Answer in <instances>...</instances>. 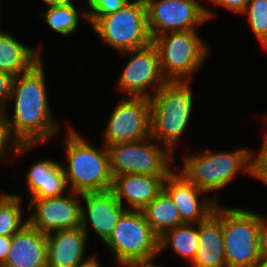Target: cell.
<instances>
[{
  "label": "cell",
  "mask_w": 267,
  "mask_h": 267,
  "mask_svg": "<svg viewBox=\"0 0 267 267\" xmlns=\"http://www.w3.org/2000/svg\"><path fill=\"white\" fill-rule=\"evenodd\" d=\"M66 137L67 166H62L67 186L78 193L111 190L113 176L108 148H95L72 126Z\"/></svg>",
  "instance_id": "obj_2"
},
{
  "label": "cell",
  "mask_w": 267,
  "mask_h": 267,
  "mask_svg": "<svg viewBox=\"0 0 267 267\" xmlns=\"http://www.w3.org/2000/svg\"><path fill=\"white\" fill-rule=\"evenodd\" d=\"M190 82L167 81L150 98L151 137L174 151L193 110Z\"/></svg>",
  "instance_id": "obj_3"
},
{
  "label": "cell",
  "mask_w": 267,
  "mask_h": 267,
  "mask_svg": "<svg viewBox=\"0 0 267 267\" xmlns=\"http://www.w3.org/2000/svg\"><path fill=\"white\" fill-rule=\"evenodd\" d=\"M91 27L109 46L124 52L152 43L144 0H132L115 13L99 17Z\"/></svg>",
  "instance_id": "obj_6"
},
{
  "label": "cell",
  "mask_w": 267,
  "mask_h": 267,
  "mask_svg": "<svg viewBox=\"0 0 267 267\" xmlns=\"http://www.w3.org/2000/svg\"><path fill=\"white\" fill-rule=\"evenodd\" d=\"M82 204L81 227L88 235V225H92L96 233L105 242L116 227L119 218L128 210L116 198L111 190L103 192L81 193Z\"/></svg>",
  "instance_id": "obj_14"
},
{
  "label": "cell",
  "mask_w": 267,
  "mask_h": 267,
  "mask_svg": "<svg viewBox=\"0 0 267 267\" xmlns=\"http://www.w3.org/2000/svg\"><path fill=\"white\" fill-rule=\"evenodd\" d=\"M196 225V227H195ZM192 263L199 247L198 224H182L166 231L159 237V253L167 247Z\"/></svg>",
  "instance_id": "obj_23"
},
{
  "label": "cell",
  "mask_w": 267,
  "mask_h": 267,
  "mask_svg": "<svg viewBox=\"0 0 267 267\" xmlns=\"http://www.w3.org/2000/svg\"><path fill=\"white\" fill-rule=\"evenodd\" d=\"M152 260L154 259L132 261V262L123 264L121 267H158L157 265L152 263ZM159 267H163V266H159Z\"/></svg>",
  "instance_id": "obj_34"
},
{
  "label": "cell",
  "mask_w": 267,
  "mask_h": 267,
  "mask_svg": "<svg viewBox=\"0 0 267 267\" xmlns=\"http://www.w3.org/2000/svg\"><path fill=\"white\" fill-rule=\"evenodd\" d=\"M1 267H47L46 234L29 223L11 238V248Z\"/></svg>",
  "instance_id": "obj_18"
},
{
  "label": "cell",
  "mask_w": 267,
  "mask_h": 267,
  "mask_svg": "<svg viewBox=\"0 0 267 267\" xmlns=\"http://www.w3.org/2000/svg\"><path fill=\"white\" fill-rule=\"evenodd\" d=\"M256 267H267V256L260 257L256 264Z\"/></svg>",
  "instance_id": "obj_37"
},
{
  "label": "cell",
  "mask_w": 267,
  "mask_h": 267,
  "mask_svg": "<svg viewBox=\"0 0 267 267\" xmlns=\"http://www.w3.org/2000/svg\"><path fill=\"white\" fill-rule=\"evenodd\" d=\"M128 2L129 0H87L89 10L83 11L82 16L92 25L99 17L115 13Z\"/></svg>",
  "instance_id": "obj_27"
},
{
  "label": "cell",
  "mask_w": 267,
  "mask_h": 267,
  "mask_svg": "<svg viewBox=\"0 0 267 267\" xmlns=\"http://www.w3.org/2000/svg\"><path fill=\"white\" fill-rule=\"evenodd\" d=\"M14 76L0 71V109L4 110L10 103ZM8 103V104H7Z\"/></svg>",
  "instance_id": "obj_30"
},
{
  "label": "cell",
  "mask_w": 267,
  "mask_h": 267,
  "mask_svg": "<svg viewBox=\"0 0 267 267\" xmlns=\"http://www.w3.org/2000/svg\"><path fill=\"white\" fill-rule=\"evenodd\" d=\"M108 120L103 133V145L106 147L150 137V98H122Z\"/></svg>",
  "instance_id": "obj_11"
},
{
  "label": "cell",
  "mask_w": 267,
  "mask_h": 267,
  "mask_svg": "<svg viewBox=\"0 0 267 267\" xmlns=\"http://www.w3.org/2000/svg\"><path fill=\"white\" fill-rule=\"evenodd\" d=\"M22 197L0 194V236H12L28 223L23 220Z\"/></svg>",
  "instance_id": "obj_24"
},
{
  "label": "cell",
  "mask_w": 267,
  "mask_h": 267,
  "mask_svg": "<svg viewBox=\"0 0 267 267\" xmlns=\"http://www.w3.org/2000/svg\"><path fill=\"white\" fill-rule=\"evenodd\" d=\"M40 16L51 29L64 36L76 31L80 19L79 12L73 4L47 7Z\"/></svg>",
  "instance_id": "obj_25"
},
{
  "label": "cell",
  "mask_w": 267,
  "mask_h": 267,
  "mask_svg": "<svg viewBox=\"0 0 267 267\" xmlns=\"http://www.w3.org/2000/svg\"><path fill=\"white\" fill-rule=\"evenodd\" d=\"M199 247L192 267H228L223 240L222 206L198 223Z\"/></svg>",
  "instance_id": "obj_19"
},
{
  "label": "cell",
  "mask_w": 267,
  "mask_h": 267,
  "mask_svg": "<svg viewBox=\"0 0 267 267\" xmlns=\"http://www.w3.org/2000/svg\"><path fill=\"white\" fill-rule=\"evenodd\" d=\"M250 164L251 151L246 148L222 153L202 150L196 156L186 154L182 168L175 173L208 193L226 187L240 169L250 175Z\"/></svg>",
  "instance_id": "obj_4"
},
{
  "label": "cell",
  "mask_w": 267,
  "mask_h": 267,
  "mask_svg": "<svg viewBox=\"0 0 267 267\" xmlns=\"http://www.w3.org/2000/svg\"><path fill=\"white\" fill-rule=\"evenodd\" d=\"M47 7L73 4L72 0H43Z\"/></svg>",
  "instance_id": "obj_35"
},
{
  "label": "cell",
  "mask_w": 267,
  "mask_h": 267,
  "mask_svg": "<svg viewBox=\"0 0 267 267\" xmlns=\"http://www.w3.org/2000/svg\"><path fill=\"white\" fill-rule=\"evenodd\" d=\"M47 267H77L85 258L87 234L82 227L57 230L46 234Z\"/></svg>",
  "instance_id": "obj_16"
},
{
  "label": "cell",
  "mask_w": 267,
  "mask_h": 267,
  "mask_svg": "<svg viewBox=\"0 0 267 267\" xmlns=\"http://www.w3.org/2000/svg\"><path fill=\"white\" fill-rule=\"evenodd\" d=\"M26 179L31 199L61 196L68 187L62 165L51 159L34 163Z\"/></svg>",
  "instance_id": "obj_20"
},
{
  "label": "cell",
  "mask_w": 267,
  "mask_h": 267,
  "mask_svg": "<svg viewBox=\"0 0 267 267\" xmlns=\"http://www.w3.org/2000/svg\"><path fill=\"white\" fill-rule=\"evenodd\" d=\"M260 215L222 206L223 240L228 267H256L259 251Z\"/></svg>",
  "instance_id": "obj_8"
},
{
  "label": "cell",
  "mask_w": 267,
  "mask_h": 267,
  "mask_svg": "<svg viewBox=\"0 0 267 267\" xmlns=\"http://www.w3.org/2000/svg\"><path fill=\"white\" fill-rule=\"evenodd\" d=\"M43 61L30 71L14 77L10 100L13 117L3 110L6 132L14 145H38L47 141L59 129L48 103Z\"/></svg>",
  "instance_id": "obj_1"
},
{
  "label": "cell",
  "mask_w": 267,
  "mask_h": 267,
  "mask_svg": "<svg viewBox=\"0 0 267 267\" xmlns=\"http://www.w3.org/2000/svg\"><path fill=\"white\" fill-rule=\"evenodd\" d=\"M241 14H247L253 33L267 48V0H250Z\"/></svg>",
  "instance_id": "obj_26"
},
{
  "label": "cell",
  "mask_w": 267,
  "mask_h": 267,
  "mask_svg": "<svg viewBox=\"0 0 267 267\" xmlns=\"http://www.w3.org/2000/svg\"><path fill=\"white\" fill-rule=\"evenodd\" d=\"M141 211L146 222L158 237L166 231L184 224L171 196L164 189Z\"/></svg>",
  "instance_id": "obj_22"
},
{
  "label": "cell",
  "mask_w": 267,
  "mask_h": 267,
  "mask_svg": "<svg viewBox=\"0 0 267 267\" xmlns=\"http://www.w3.org/2000/svg\"><path fill=\"white\" fill-rule=\"evenodd\" d=\"M152 44L167 81L191 82L193 72L202 66L210 51L197 31L168 32L154 37Z\"/></svg>",
  "instance_id": "obj_5"
},
{
  "label": "cell",
  "mask_w": 267,
  "mask_h": 267,
  "mask_svg": "<svg viewBox=\"0 0 267 267\" xmlns=\"http://www.w3.org/2000/svg\"><path fill=\"white\" fill-rule=\"evenodd\" d=\"M12 236H0V267L5 263L11 248Z\"/></svg>",
  "instance_id": "obj_33"
},
{
  "label": "cell",
  "mask_w": 267,
  "mask_h": 267,
  "mask_svg": "<svg viewBox=\"0 0 267 267\" xmlns=\"http://www.w3.org/2000/svg\"><path fill=\"white\" fill-rule=\"evenodd\" d=\"M117 265L155 259L159 255V237L146 222L142 211L126 210L110 237L104 242Z\"/></svg>",
  "instance_id": "obj_7"
},
{
  "label": "cell",
  "mask_w": 267,
  "mask_h": 267,
  "mask_svg": "<svg viewBox=\"0 0 267 267\" xmlns=\"http://www.w3.org/2000/svg\"><path fill=\"white\" fill-rule=\"evenodd\" d=\"M163 189L171 196L179 211L181 221L185 224H198L205 221L218 204L216 198L203 199L199 196L206 192L193 182L184 181L175 170L165 179Z\"/></svg>",
  "instance_id": "obj_15"
},
{
  "label": "cell",
  "mask_w": 267,
  "mask_h": 267,
  "mask_svg": "<svg viewBox=\"0 0 267 267\" xmlns=\"http://www.w3.org/2000/svg\"><path fill=\"white\" fill-rule=\"evenodd\" d=\"M97 259H98L97 255L94 256L93 254V256L88 261H86L81 265H78L77 267H101V264Z\"/></svg>",
  "instance_id": "obj_36"
},
{
  "label": "cell",
  "mask_w": 267,
  "mask_h": 267,
  "mask_svg": "<svg viewBox=\"0 0 267 267\" xmlns=\"http://www.w3.org/2000/svg\"><path fill=\"white\" fill-rule=\"evenodd\" d=\"M9 140L7 132H6V126H5V119H4V113L3 110L0 109V161L7 160L6 158L9 157L11 153V149H14V154L16 155H23L25 152L31 150L34 146L37 145H14ZM10 151V154H9ZM8 157H7V156Z\"/></svg>",
  "instance_id": "obj_28"
},
{
  "label": "cell",
  "mask_w": 267,
  "mask_h": 267,
  "mask_svg": "<svg viewBox=\"0 0 267 267\" xmlns=\"http://www.w3.org/2000/svg\"><path fill=\"white\" fill-rule=\"evenodd\" d=\"M215 5L225 7L234 13H242L250 0H209Z\"/></svg>",
  "instance_id": "obj_31"
},
{
  "label": "cell",
  "mask_w": 267,
  "mask_h": 267,
  "mask_svg": "<svg viewBox=\"0 0 267 267\" xmlns=\"http://www.w3.org/2000/svg\"><path fill=\"white\" fill-rule=\"evenodd\" d=\"M168 176L125 174L113 177L111 191L123 205V199L130 206L128 210L141 211L163 190Z\"/></svg>",
  "instance_id": "obj_17"
},
{
  "label": "cell",
  "mask_w": 267,
  "mask_h": 267,
  "mask_svg": "<svg viewBox=\"0 0 267 267\" xmlns=\"http://www.w3.org/2000/svg\"><path fill=\"white\" fill-rule=\"evenodd\" d=\"M121 53L128 54L130 61L126 63L118 78L119 91L128 93L133 98H151L149 89H154L155 94L167 82L161 72L157 48L152 43Z\"/></svg>",
  "instance_id": "obj_12"
},
{
  "label": "cell",
  "mask_w": 267,
  "mask_h": 267,
  "mask_svg": "<svg viewBox=\"0 0 267 267\" xmlns=\"http://www.w3.org/2000/svg\"><path fill=\"white\" fill-rule=\"evenodd\" d=\"M40 50H33L0 30V71L14 77L30 71L42 60Z\"/></svg>",
  "instance_id": "obj_21"
},
{
  "label": "cell",
  "mask_w": 267,
  "mask_h": 267,
  "mask_svg": "<svg viewBox=\"0 0 267 267\" xmlns=\"http://www.w3.org/2000/svg\"><path fill=\"white\" fill-rule=\"evenodd\" d=\"M151 39L168 32L196 31L214 15L197 0H144ZM196 25V26H195Z\"/></svg>",
  "instance_id": "obj_10"
},
{
  "label": "cell",
  "mask_w": 267,
  "mask_h": 267,
  "mask_svg": "<svg viewBox=\"0 0 267 267\" xmlns=\"http://www.w3.org/2000/svg\"><path fill=\"white\" fill-rule=\"evenodd\" d=\"M258 155L251 151L250 176L257 178L267 185V133Z\"/></svg>",
  "instance_id": "obj_29"
},
{
  "label": "cell",
  "mask_w": 267,
  "mask_h": 267,
  "mask_svg": "<svg viewBox=\"0 0 267 267\" xmlns=\"http://www.w3.org/2000/svg\"><path fill=\"white\" fill-rule=\"evenodd\" d=\"M158 143L150 136L134 142L108 146L112 176L125 174L169 176L173 172L174 152L170 149L163 150Z\"/></svg>",
  "instance_id": "obj_9"
},
{
  "label": "cell",
  "mask_w": 267,
  "mask_h": 267,
  "mask_svg": "<svg viewBox=\"0 0 267 267\" xmlns=\"http://www.w3.org/2000/svg\"><path fill=\"white\" fill-rule=\"evenodd\" d=\"M69 192L57 197L30 199L28 210L32 209L33 213L27 216L28 223L44 234L81 227V193Z\"/></svg>",
  "instance_id": "obj_13"
},
{
  "label": "cell",
  "mask_w": 267,
  "mask_h": 267,
  "mask_svg": "<svg viewBox=\"0 0 267 267\" xmlns=\"http://www.w3.org/2000/svg\"><path fill=\"white\" fill-rule=\"evenodd\" d=\"M259 251L261 257L267 256V218L260 215L259 224Z\"/></svg>",
  "instance_id": "obj_32"
}]
</instances>
